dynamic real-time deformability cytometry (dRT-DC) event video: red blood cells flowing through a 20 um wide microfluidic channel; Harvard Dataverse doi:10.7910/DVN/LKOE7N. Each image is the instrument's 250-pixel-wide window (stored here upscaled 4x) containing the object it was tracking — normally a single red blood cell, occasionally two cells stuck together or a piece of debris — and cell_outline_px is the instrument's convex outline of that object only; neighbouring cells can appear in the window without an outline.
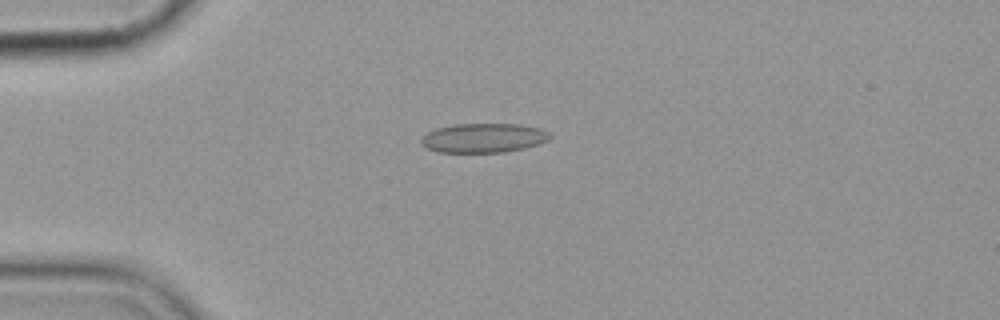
{"species": "common noctule bat (a hibernating species)", "species_latin": "Nyctalus noctula", "temperature_condition": "cold", "stored_images_in_passage": 4, "camera_frame_rate_fps": 3000, "um_per_image_px": 0.085, "animal": {"sex": "female", "body_mass_g": 19.9}, "frame": {"image": 1, "passage_image": 1, "time_ms": 0.0, "image_size_px": [1000, 320], "cell_outline_px": [[552, 136], [548, 140], [540, 144], [524, 148], [504, 152], [436, 152], [420, 144], [420, 140], [428, 132], [436, 128], [456, 124], [520, 124], [540, 128], [548, 132]], "centroid_in_image_um": [41.11, 11.72], "position_along_channel_um": 43.9, "area_um2": 22.02}}
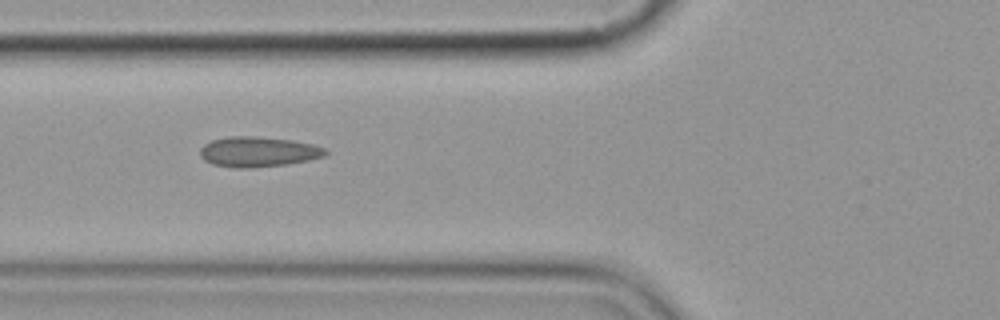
{"frame": {"image": 2, "passage_image": 3, "time_ms": 2.333, "image_size_px": [1000, 320], "cell_outline_px": [[328, 152], [324, 156], [308, 160], [288, 164], [252, 168], [236, 168], [212, 164], [204, 160], [200, 156], [200, 148], [204, 144], [212, 140], [228, 136], [256, 136], [292, 140], [312, 144], [324, 148]], "centroid_in_image_um": [21.92, 12.9], "position_along_channel_um": 103.9, "area_um2": 22.14}}
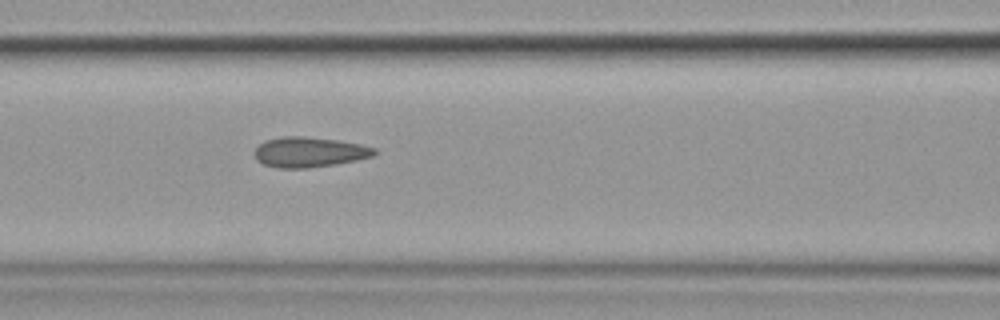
{"frame": {"image": 3, "passage_image": 4, "time_ms": 3.333, "image_size_px": [1000, 320], "cell_outline_px": [[376, 152], [372, 156], [356, 160], [336, 164], [308, 168], [276, 168], [264, 164], [256, 160], [252, 152], [264, 140], [280, 136], [304, 136], [336, 140], [360, 144], [376, 148]], "centroid_in_image_um": [26.23, 12.93], "position_along_channel_um": 140.4, "area_um2": 21.21}}